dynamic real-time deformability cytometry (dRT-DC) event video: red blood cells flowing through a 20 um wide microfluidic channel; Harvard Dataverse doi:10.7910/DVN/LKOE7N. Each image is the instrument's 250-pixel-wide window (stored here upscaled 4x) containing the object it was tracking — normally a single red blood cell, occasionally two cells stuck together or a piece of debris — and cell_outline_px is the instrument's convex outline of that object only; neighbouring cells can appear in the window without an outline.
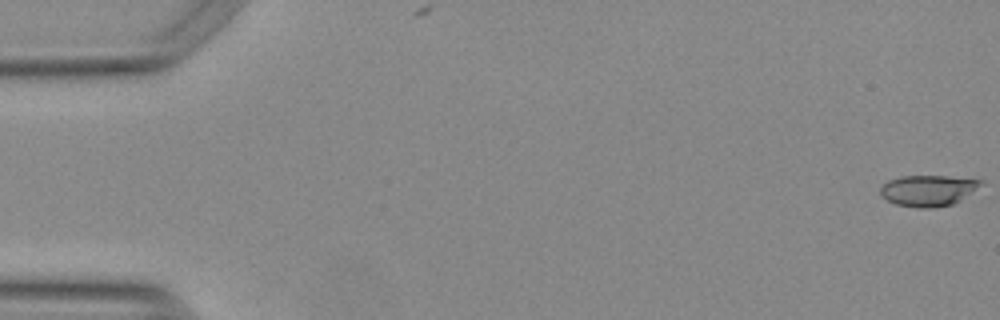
{"species": "Egyptian fruit bat (a non-hibernating species)", "species_latin": "Rousettus aegyptiacus", "temperature_condition": "warm", "stored_images_in_passage": 55, "camera_frame_rate_fps": 3000, "um_per_image_px": 0.085, "animal": {"sex": "female"}, "frame": {"image": 1, "passage_image": 1, "time_ms": 0.0, "image_size_px": [1000, 320], "cell_outline_px": [[984, 184], [960, 200], [952, 204], [936, 208], [916, 208], [896, 204], [880, 196], [880, 188], [888, 180], [900, 176], [948, 176], [984, 180]], "centroid_in_image_um": [78.9, 16.19], "position_along_channel_um": 6.1, "area_um2": 18.32}}
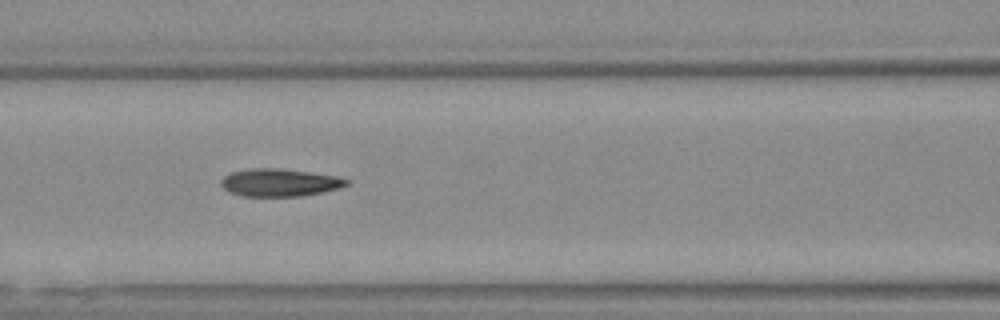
{"frame": {"image": 2, "passage_image": 24, "time_ms": 7.667, "image_size_px": [1000, 320], "cell_outline_px": [[352, 180], [348, 184], [340, 188], [300, 196], [240, 196], [228, 192], [220, 184], [220, 180], [224, 176], [232, 172], [248, 168], [280, 168], [340, 176]], "centroid_in_image_um": [23.77, 15.51], "position_along_channel_um": 142.8, "area_um2": 20.46}}
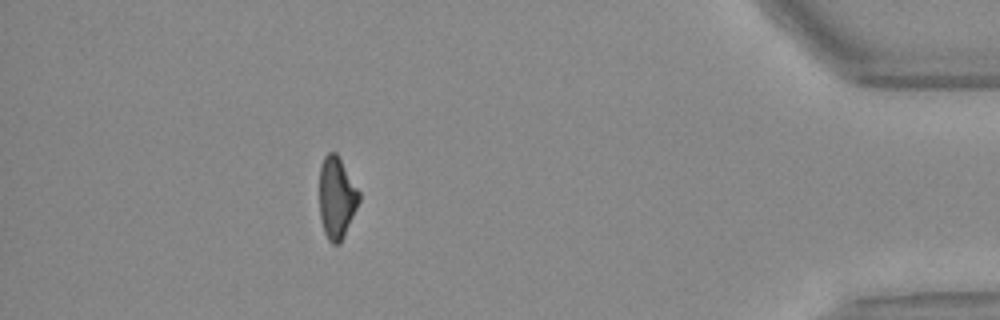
{"frame": {"image": 3, "passage_image": 49, "time_ms": 16.0, "image_size_px": [1000, 320], "cell_outline_px": [[360, 200], [344, 236], [340, 244], [332, 244], [328, 240], [324, 232], [320, 216], [320, 164], [324, 156], [328, 152], [336, 152], [360, 192]], "centroid_in_image_um": [28.61, 16.81], "position_along_channel_um": 406.6, "area_um2": 18.84}, "authors_computed_cell_mechanics": {"area_um2": 19.7676, "velocity_mm_per_s": 3.7966, "shape_relaxation_time_tau1_ms": 8.8306, "shape_relaxation_time_tau2_ms": 3.4423, "deformation_change_tau1": 0.2454, "deformation_change_tau2": 0.1176}}